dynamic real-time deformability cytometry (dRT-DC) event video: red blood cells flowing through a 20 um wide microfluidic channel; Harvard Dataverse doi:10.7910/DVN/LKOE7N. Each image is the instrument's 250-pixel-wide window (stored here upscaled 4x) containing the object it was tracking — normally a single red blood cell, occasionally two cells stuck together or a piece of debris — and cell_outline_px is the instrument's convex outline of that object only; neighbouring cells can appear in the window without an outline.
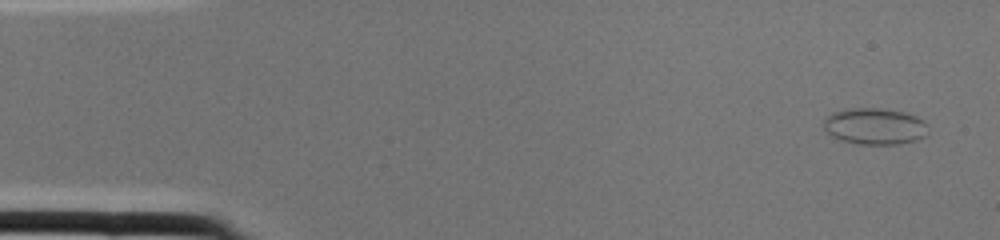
{"species": "common noctule bat (a hibernating species)", "species_latin": "Nyctalus noctula", "temperature_condition": "cold", "stored_images_in_passage": 2, "camera_frame_rate_fps": 3000, "um_per_image_px": 0.085, "animal": {"sex": "female", "body_mass_g": 22.0, "forearm_length_mm": 56.7}, "frame": {"image": 1, "passage_image": 1, "time_ms": 0.0, "image_size_px": [1000, 240], "cell_outline_px": [[928, 124], [924, 136], [916, 140], [900, 144], [856, 144], [832, 136], [824, 128], [824, 120], [832, 112], [852, 108], [880, 108], [904, 112], [916, 116], [924, 120]], "centroid_in_image_um": [74.37, 10.73], "position_along_channel_um": 10.6, "area_um2": 22.08}}
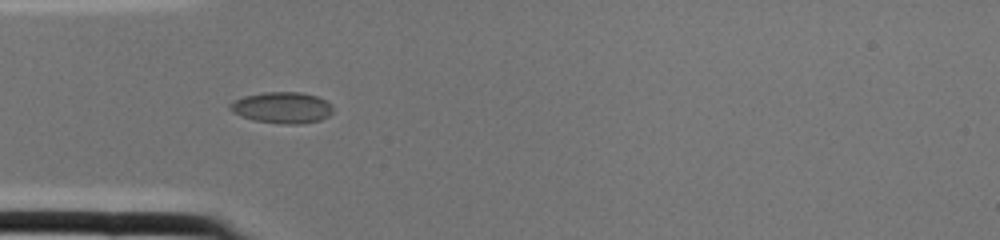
{"frame": {"image": 2, "passage_image": 2, "time_ms": 0.333, "image_size_px": [1000, 240], "cell_outline_px": [[332, 112], [328, 116], [320, 120], [300, 124], [284, 124], [252, 120], [240, 116], [232, 112], [228, 108], [228, 104], [232, 100], [244, 96], [264, 92], [300, 92], [316, 96], [332, 104]], "centroid_in_image_um": [23.93, 9.15], "position_along_channel_um": 61.1, "area_um2": 18.9}}